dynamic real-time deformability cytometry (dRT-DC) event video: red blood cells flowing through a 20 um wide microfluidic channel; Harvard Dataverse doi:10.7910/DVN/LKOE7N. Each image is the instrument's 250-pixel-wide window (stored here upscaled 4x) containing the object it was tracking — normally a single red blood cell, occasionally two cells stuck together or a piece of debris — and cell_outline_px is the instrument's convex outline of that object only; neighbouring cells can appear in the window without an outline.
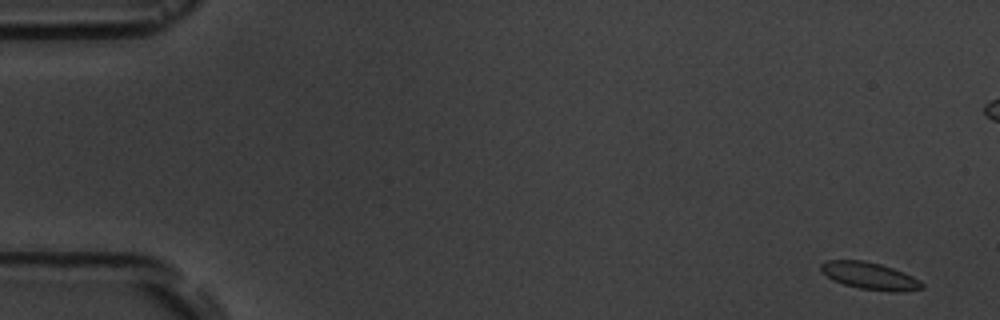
{"species": "common noctule bat (a hibernating species)", "species_latin": "Nyctalus noctula", "temperature_condition": "room temperature", "stored_images_in_passage": 6, "camera_frame_rate_fps": 3000, "um_per_image_px": 0.085, "animal": {"sex": "male", "body_mass_g": 19.5, "forearm_length_mm": 54.6}, "frame": {"image": 1, "passage_image": 1, "time_ms": 0.0, "image_size_px": [1000, 320], "cell_outline_px": [[924, 288], [896, 292], [892, 292], [860, 288], [844, 284], [832, 280], [820, 268], [820, 264], [828, 260], [864, 260], [880, 264], [904, 272], [920, 280], [924, 284]], "centroid_in_image_um": [73.95, 23.45], "position_along_channel_um": 11.1, "area_um2": 15.84}}
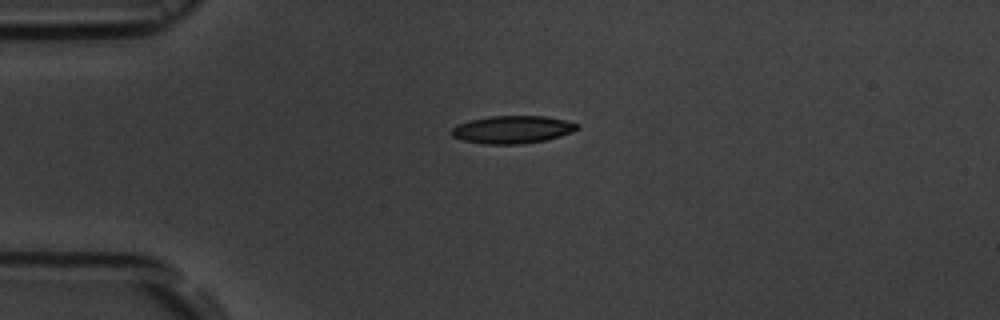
{"frame": {"image": 2, "passage_image": 6, "time_ms": 6.333, "image_size_px": [1000, 320], "cell_outline_px": [[580, 128], [572, 132], [560, 136], [544, 140], [524, 144], [484, 144], [464, 140], [452, 136], [452, 128], [456, 124], [468, 120], [492, 116], [544, 116], [564, 120], [580, 124]], "centroid_in_image_um": [43.56, 11.01], "position_along_channel_um": 41.4, "area_um2": 20.29}}